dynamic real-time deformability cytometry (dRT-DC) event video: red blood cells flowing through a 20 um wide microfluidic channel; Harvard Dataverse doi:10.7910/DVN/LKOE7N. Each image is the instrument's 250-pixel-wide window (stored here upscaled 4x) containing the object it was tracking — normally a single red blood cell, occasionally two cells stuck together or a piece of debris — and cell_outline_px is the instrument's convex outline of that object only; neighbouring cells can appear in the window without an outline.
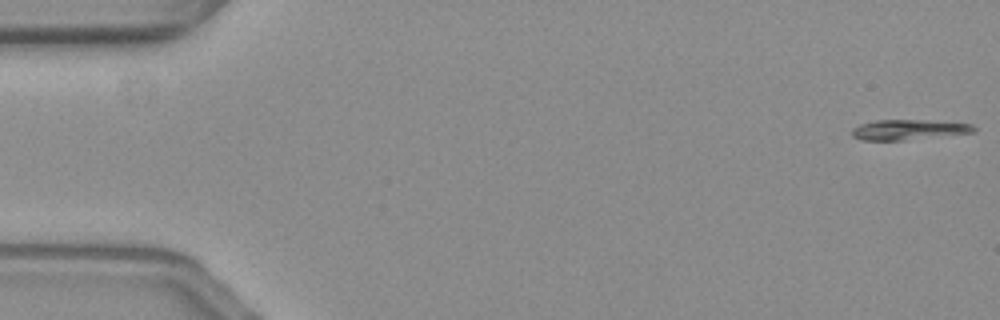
{"species": "common noctule bat (a hibernating species)", "species_latin": "Nyctalus noctula", "temperature_condition": "warm", "stored_images_in_passage": 57, "camera_frame_rate_fps": 3000, "um_per_image_px": 0.085, "animal": {"sex": "female", "body_mass_g": 19.3, "forearm_length_mm": 54.1}, "frame": {"image": 1, "passage_image": 1, "time_ms": 0.0, "image_size_px": [1000, 320], "cell_outline_px": [[976, 132], [900, 140], [864, 140], [852, 136], [852, 128], [860, 124], [876, 120], [924, 120], [972, 124], [976, 128]], "centroid_in_image_um": [77.22, 11.01], "position_along_channel_um": 7.8, "area_um2": 14.1}}
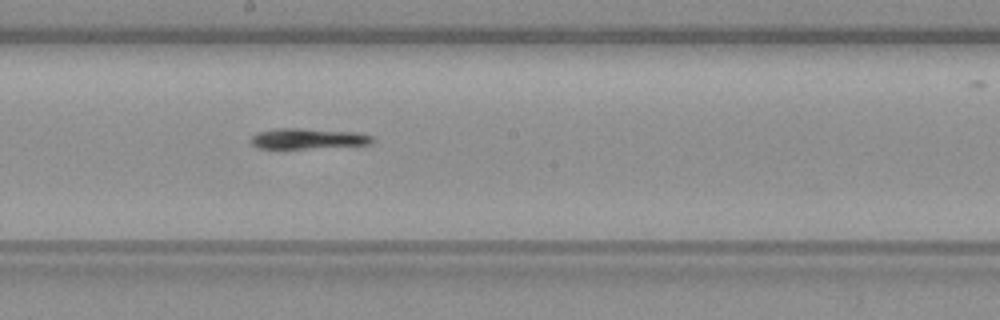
{"frame": {"image": 2, "passage_image": 31, "time_ms": 10.0, "image_size_px": [1000, 320], "cell_outline_px": [[372, 140], [368, 144], [304, 148], [256, 148], [252, 144], [252, 136], [256, 132], [276, 128], [296, 128], [352, 132], [372, 136]], "centroid_in_image_um": [26.06, 11.77], "position_along_channel_um": 222.1, "area_um2": 14.05}}
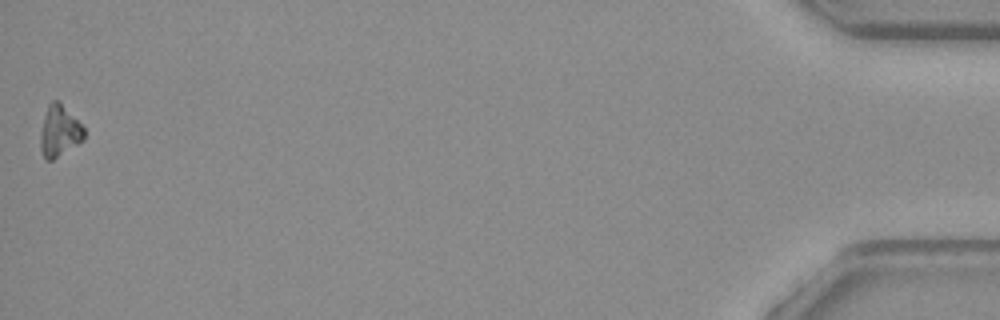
{"frame": {"image": 3, "passage_image": 57, "time_ms": 18.667, "image_size_px": [1000, 320], "cell_outline_px": [[84, 140], [52, 160], [44, 160], [40, 148], [40, 132], [44, 116], [48, 104], [52, 100], [60, 100], [84, 128]], "centroid_in_image_um": [5.03, 11.13], "position_along_channel_um": 430.2, "area_um2": 13.12}}